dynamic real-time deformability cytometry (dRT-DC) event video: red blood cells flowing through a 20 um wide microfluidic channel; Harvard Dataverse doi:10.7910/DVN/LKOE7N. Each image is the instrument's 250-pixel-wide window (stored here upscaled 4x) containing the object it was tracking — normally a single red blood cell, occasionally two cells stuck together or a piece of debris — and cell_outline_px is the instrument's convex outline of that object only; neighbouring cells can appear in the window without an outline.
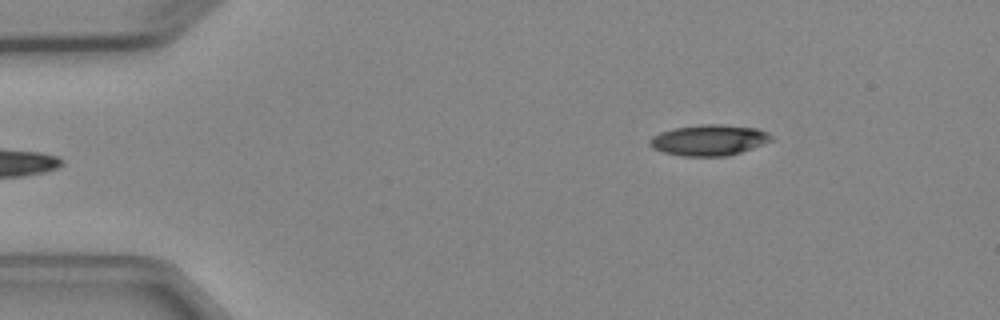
{"species": "Egyptian fruit bat (a non-hibernating species)", "species_latin": "Rousettus aegyptiacus", "temperature_condition": "cold", "stored_images_in_passage": 5, "camera_frame_rate_fps": 3000, "um_per_image_px": 0.085, "animal": {"sex": "female"}, "frame": {"image": 1, "passage_image": 5, "time_ms": 5.667, "image_size_px": [1000, 320], "cell_outline_px": [[772, 140], [764, 144], [728, 156], [680, 156], [664, 152], [652, 148], [648, 144], [652, 136], [660, 132], [672, 128], [700, 124], [720, 124], [756, 128], [768, 132], [772, 136]], "centroid_in_image_um": [60.25, 11.9], "position_along_channel_um": 24.8, "area_um2": 21.96}}